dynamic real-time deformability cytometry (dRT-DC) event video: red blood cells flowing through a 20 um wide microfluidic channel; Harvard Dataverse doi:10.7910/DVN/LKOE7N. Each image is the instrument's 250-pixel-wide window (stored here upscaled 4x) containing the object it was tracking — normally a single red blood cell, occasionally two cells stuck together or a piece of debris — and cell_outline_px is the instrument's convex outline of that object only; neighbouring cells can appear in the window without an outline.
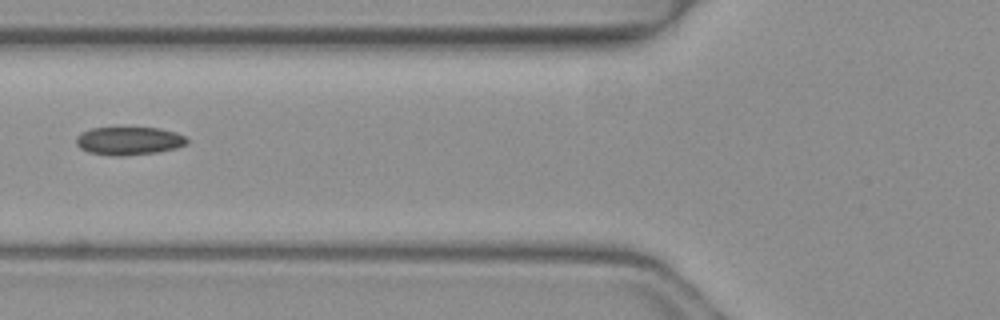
{"species": "common noctule bat (a hibernating species)", "species_latin": "Nyctalus noctula", "temperature_condition": "warm", "stored_images_in_passage": 5, "camera_frame_rate_fps": 3000, "um_per_image_px": 0.085, "animal": {"sex": "female", "body_mass_g": 19.3, "forearm_length_mm": 54.1}, "frame": {"image": 1, "passage_image": 5, "time_ms": 1.333, "image_size_px": [1000, 320], "cell_outline_px": [[188, 144], [176, 148], [156, 152], [124, 156], [116, 156], [88, 152], [80, 148], [76, 144], [76, 136], [92, 128], [160, 128], [176, 132], [184, 136], [188, 140]], "centroid_in_image_um": [10.98, 11.98], "position_along_channel_um": 114.8, "area_um2": 18.09}}